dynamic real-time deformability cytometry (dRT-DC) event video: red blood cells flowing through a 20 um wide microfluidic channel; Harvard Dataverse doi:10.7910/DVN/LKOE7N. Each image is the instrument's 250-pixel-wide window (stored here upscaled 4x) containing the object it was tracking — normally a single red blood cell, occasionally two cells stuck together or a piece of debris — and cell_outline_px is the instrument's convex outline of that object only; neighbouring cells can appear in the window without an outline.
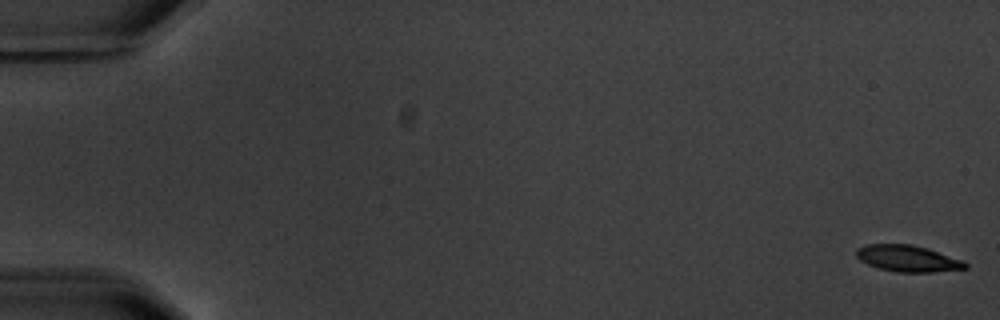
{"species": "common noctule bat (a hibernating species)", "species_latin": "Nyctalus noctula", "temperature_condition": "warm", "stored_images_in_passage": 5, "camera_frame_rate_fps": 3000, "um_per_image_px": 0.085, "animal": {"sex": "male", "body_mass_g": 20.1, "forearm_length_mm": 53.5}, "frame": {"image": 1, "passage_image": 1, "time_ms": 0.0, "image_size_px": [1000, 320], "cell_outline_px": [[968, 268], [932, 272], [896, 272], [880, 268], [868, 264], [860, 260], [856, 256], [856, 248], [868, 244], [912, 244], [928, 248], [964, 260], [968, 264]], "centroid_in_image_um": [77.19, 21.96], "position_along_channel_um": 7.8, "area_um2": 16.88}}
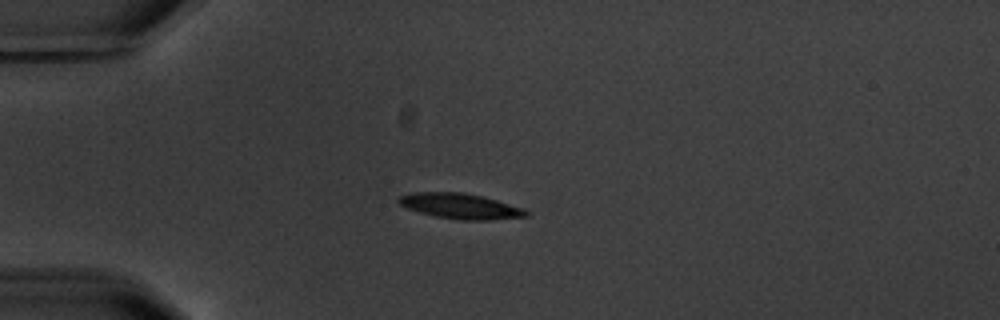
{"frame": {"image": 2, "passage_image": 5, "time_ms": 5.0, "image_size_px": [1000, 320], "cell_outline_px": [[532, 212], [528, 216], [488, 220], [460, 220], [436, 216], [420, 212], [408, 208], [400, 204], [396, 200], [400, 196], [412, 192], [464, 192], [496, 200], [524, 208]], "centroid_in_image_um": [39.16, 17.52], "position_along_channel_um": 45.8, "area_um2": 18.79}}